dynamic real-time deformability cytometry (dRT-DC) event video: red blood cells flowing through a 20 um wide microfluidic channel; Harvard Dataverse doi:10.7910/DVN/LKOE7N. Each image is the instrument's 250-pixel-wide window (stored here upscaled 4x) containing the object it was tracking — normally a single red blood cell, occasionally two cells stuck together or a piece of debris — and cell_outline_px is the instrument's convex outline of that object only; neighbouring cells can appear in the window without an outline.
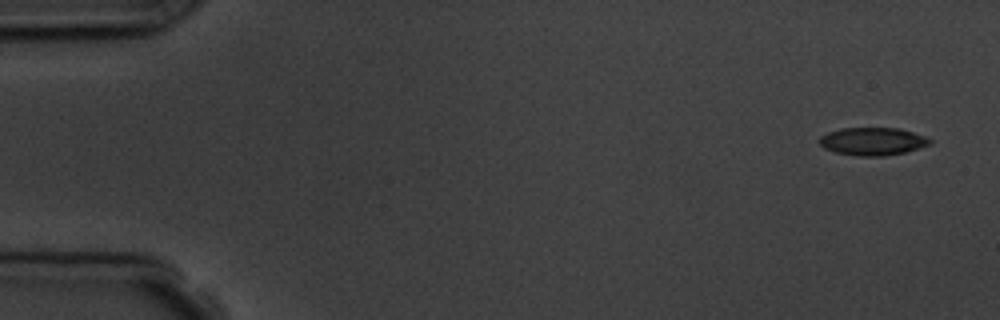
{"species": "common noctule bat (a hibernating species)", "species_latin": "Nyctalus noctula", "temperature_condition": "room temperature", "stored_images_in_passage": 5, "camera_frame_rate_fps": 3000, "um_per_image_px": 0.085, "animal": {"sex": "male", "body_mass_g": 19.5, "forearm_length_mm": 54.6}, "frame": {"image": 1, "passage_image": 1, "time_ms": 0.0, "image_size_px": [1000, 320], "cell_outline_px": [[932, 144], [904, 152], [884, 156], [856, 156], [836, 152], [824, 148], [820, 144], [820, 136], [828, 132], [840, 128], [900, 128], [924, 136], [932, 140]], "centroid_in_image_um": [74.17, 12.01], "position_along_channel_um": 10.8, "area_um2": 17.86}}
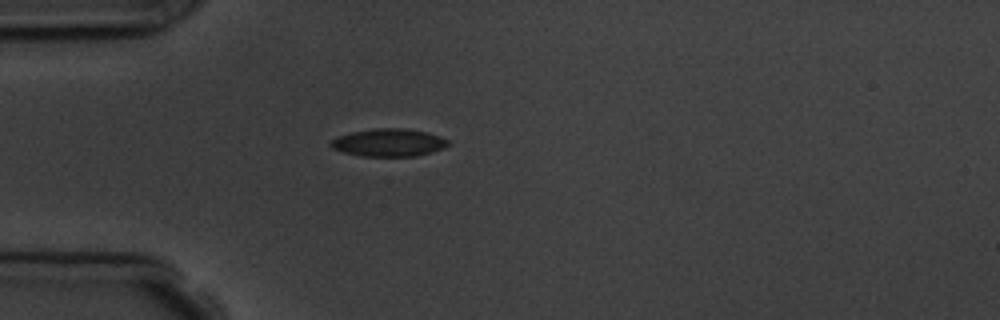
{"frame": {"image": 2, "passage_image": 5, "time_ms": 4.333, "image_size_px": [1000, 320], "cell_outline_px": [[448, 144], [444, 148], [432, 152], [416, 156], [360, 156], [344, 152], [332, 148], [328, 144], [336, 136], [352, 132], [376, 128], [404, 128], [424, 132], [440, 136], [448, 140]], "centroid_in_image_um": [33.02, 12.12], "position_along_channel_um": 52.0, "area_um2": 18.9}}